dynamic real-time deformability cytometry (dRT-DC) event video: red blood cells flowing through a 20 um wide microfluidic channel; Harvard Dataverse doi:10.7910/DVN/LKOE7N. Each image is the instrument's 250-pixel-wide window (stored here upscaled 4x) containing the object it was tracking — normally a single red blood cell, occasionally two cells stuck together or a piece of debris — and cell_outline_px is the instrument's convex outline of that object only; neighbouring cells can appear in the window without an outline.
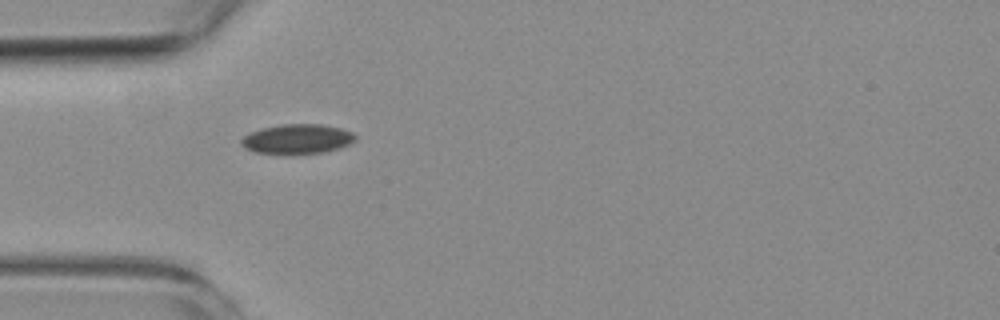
{"species": "common noctule bat (a hibernating species)", "species_latin": "Nyctalus noctula", "temperature_condition": "room temperature", "stored_images_in_passage": 9, "camera_frame_rate_fps": 3000, "um_per_image_px": 0.085, "animal": {"sex": "female", "body_mass_g": 19.3, "forearm_length_mm": 54.1}, "frame": {"image": 1, "passage_image": 1, "time_ms": 0.0, "image_size_px": [1000, 320], "cell_outline_px": [[356, 140], [348, 144], [324, 152], [256, 152], [244, 148], [240, 144], [240, 140], [244, 136], [260, 128], [280, 124], [320, 124], [340, 128], [352, 132], [356, 136]], "centroid_in_image_um": [25.25, 11.78], "position_along_channel_um": 59.8, "area_um2": 19.13}}
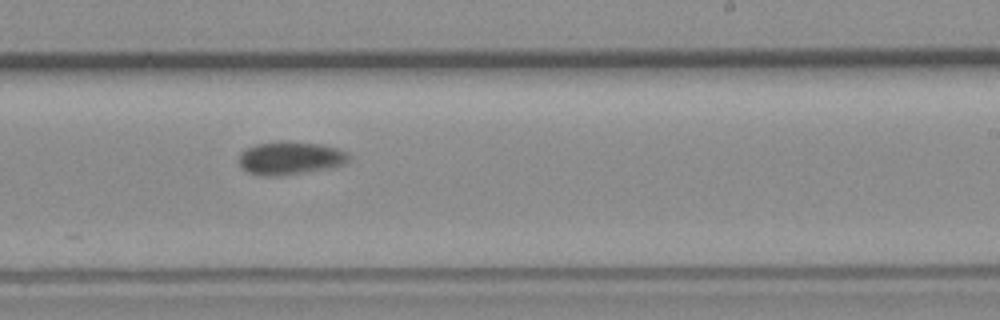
{"frame": {"image": 2, "passage_image": 6, "time_ms": 5.667, "image_size_px": [1000, 320], "cell_outline_px": [[348, 160], [344, 164], [332, 168], [280, 176], [260, 176], [248, 172], [240, 164], [240, 152], [256, 144], [276, 140], [288, 140], [320, 144], [336, 148], [348, 152]], "centroid_in_image_um": [24.67, 13.43], "position_along_channel_um": 264.3, "area_um2": 21.44}}
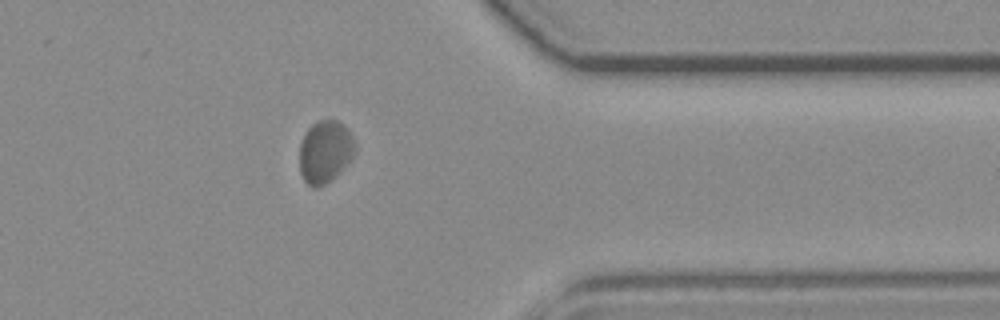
{"frame": {"image": 3, "passage_image": 9, "time_ms": 9.333, "image_size_px": [1000, 320], "cell_outline_px": [[356, 148], [352, 156], [324, 184], [316, 188], [312, 188], [304, 180], [300, 172], [300, 144], [308, 128], [316, 120], [336, 120], [344, 124], [348, 128], [352, 136]], "centroid_in_image_um": [27.6, 12.84], "position_along_channel_um": 383.8, "area_um2": 19.71}}